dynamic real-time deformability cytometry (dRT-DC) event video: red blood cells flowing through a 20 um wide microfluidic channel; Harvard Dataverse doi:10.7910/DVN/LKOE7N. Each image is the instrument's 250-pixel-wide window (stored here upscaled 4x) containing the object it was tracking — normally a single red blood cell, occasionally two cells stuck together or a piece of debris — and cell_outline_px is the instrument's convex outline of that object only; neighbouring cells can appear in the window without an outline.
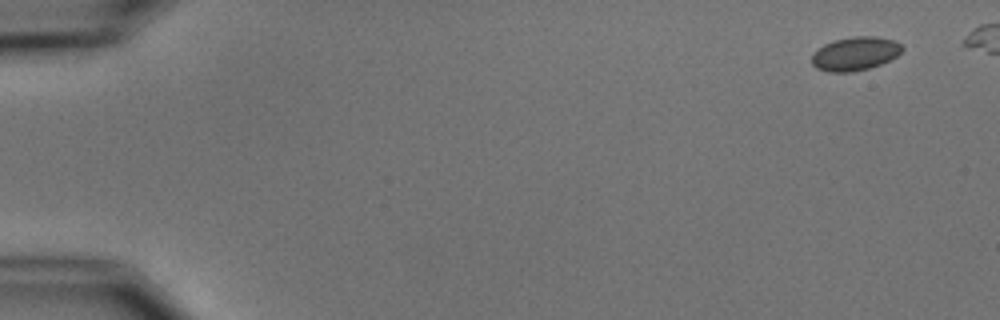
{"species": "common noctule bat (a hibernating species)", "species_latin": "Nyctalus noctula", "temperature_condition": "cold", "stored_images_in_passage": 4, "camera_frame_rate_fps": 3000, "um_per_image_px": 0.085, "animal": {"sex": "male", "body_mass_g": 15.6}, "frame": {"image": 1, "passage_image": 1, "time_ms": 0.0, "image_size_px": [1000, 320], "cell_outline_px": [[904, 48], [896, 56], [880, 64], [868, 68], [852, 72], [828, 72], [816, 68], [812, 64], [812, 52], [824, 44], [836, 40], [852, 36], [876, 36], [892, 40], [900, 44]], "centroid_in_image_um": [72.65, 4.56], "position_along_channel_um": 12.4, "area_um2": 17.63}}